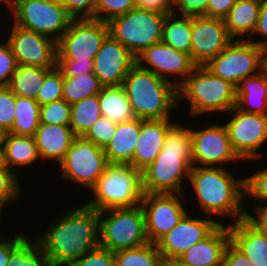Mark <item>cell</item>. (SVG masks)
<instances>
[{
    "mask_svg": "<svg viewBox=\"0 0 267 266\" xmlns=\"http://www.w3.org/2000/svg\"><path fill=\"white\" fill-rule=\"evenodd\" d=\"M58 215L35 237L53 266H70L100 246L99 212L82 204Z\"/></svg>",
    "mask_w": 267,
    "mask_h": 266,
    "instance_id": "6da1fadb",
    "label": "cell"
},
{
    "mask_svg": "<svg viewBox=\"0 0 267 266\" xmlns=\"http://www.w3.org/2000/svg\"><path fill=\"white\" fill-rule=\"evenodd\" d=\"M229 169L193 166L187 182L197 199L198 211L211 218L215 216L218 224H225V217L230 220L229 224L245 217V178H238Z\"/></svg>",
    "mask_w": 267,
    "mask_h": 266,
    "instance_id": "7a4b0ae2",
    "label": "cell"
},
{
    "mask_svg": "<svg viewBox=\"0 0 267 266\" xmlns=\"http://www.w3.org/2000/svg\"><path fill=\"white\" fill-rule=\"evenodd\" d=\"M190 126L176 120L167 130L162 151L142 170L145 193L185 194L193 167ZM185 186V188H184Z\"/></svg>",
    "mask_w": 267,
    "mask_h": 266,
    "instance_id": "3957f363",
    "label": "cell"
},
{
    "mask_svg": "<svg viewBox=\"0 0 267 266\" xmlns=\"http://www.w3.org/2000/svg\"><path fill=\"white\" fill-rule=\"evenodd\" d=\"M123 87L138 119H176L171 112L182 109L178 107L177 88L137 63L124 78Z\"/></svg>",
    "mask_w": 267,
    "mask_h": 266,
    "instance_id": "277c9868",
    "label": "cell"
},
{
    "mask_svg": "<svg viewBox=\"0 0 267 266\" xmlns=\"http://www.w3.org/2000/svg\"><path fill=\"white\" fill-rule=\"evenodd\" d=\"M177 93L178 106L183 105L181 102L184 100L189 103V118L210 117L214 113L227 114L236 106L235 86L214 75L205 66H196L177 88Z\"/></svg>",
    "mask_w": 267,
    "mask_h": 266,
    "instance_id": "5b68a950",
    "label": "cell"
},
{
    "mask_svg": "<svg viewBox=\"0 0 267 266\" xmlns=\"http://www.w3.org/2000/svg\"><path fill=\"white\" fill-rule=\"evenodd\" d=\"M86 206L97 212L111 208H132L144 197L142 171L130 164H108L90 189Z\"/></svg>",
    "mask_w": 267,
    "mask_h": 266,
    "instance_id": "8992f818",
    "label": "cell"
},
{
    "mask_svg": "<svg viewBox=\"0 0 267 266\" xmlns=\"http://www.w3.org/2000/svg\"><path fill=\"white\" fill-rule=\"evenodd\" d=\"M100 246L116 252L149 242L141 205L99 211Z\"/></svg>",
    "mask_w": 267,
    "mask_h": 266,
    "instance_id": "52a82bcc",
    "label": "cell"
},
{
    "mask_svg": "<svg viewBox=\"0 0 267 266\" xmlns=\"http://www.w3.org/2000/svg\"><path fill=\"white\" fill-rule=\"evenodd\" d=\"M165 14L133 8L111 19L109 34L137 58L153 44L161 42Z\"/></svg>",
    "mask_w": 267,
    "mask_h": 266,
    "instance_id": "ba28073f",
    "label": "cell"
},
{
    "mask_svg": "<svg viewBox=\"0 0 267 266\" xmlns=\"http://www.w3.org/2000/svg\"><path fill=\"white\" fill-rule=\"evenodd\" d=\"M9 13V20L13 18L15 25L48 36L56 42L73 19L65 6L50 0H12Z\"/></svg>",
    "mask_w": 267,
    "mask_h": 266,
    "instance_id": "9c48e42d",
    "label": "cell"
},
{
    "mask_svg": "<svg viewBox=\"0 0 267 266\" xmlns=\"http://www.w3.org/2000/svg\"><path fill=\"white\" fill-rule=\"evenodd\" d=\"M265 49L250 40H233L205 67L235 87L264 69Z\"/></svg>",
    "mask_w": 267,
    "mask_h": 266,
    "instance_id": "30bf717a",
    "label": "cell"
},
{
    "mask_svg": "<svg viewBox=\"0 0 267 266\" xmlns=\"http://www.w3.org/2000/svg\"><path fill=\"white\" fill-rule=\"evenodd\" d=\"M104 150L98 145L76 137L64 159L58 164L62 179L90 190L108 165Z\"/></svg>",
    "mask_w": 267,
    "mask_h": 266,
    "instance_id": "8fae6325",
    "label": "cell"
},
{
    "mask_svg": "<svg viewBox=\"0 0 267 266\" xmlns=\"http://www.w3.org/2000/svg\"><path fill=\"white\" fill-rule=\"evenodd\" d=\"M108 35L107 22L95 18H73L57 41V59H94Z\"/></svg>",
    "mask_w": 267,
    "mask_h": 266,
    "instance_id": "7c38bea8",
    "label": "cell"
},
{
    "mask_svg": "<svg viewBox=\"0 0 267 266\" xmlns=\"http://www.w3.org/2000/svg\"><path fill=\"white\" fill-rule=\"evenodd\" d=\"M231 113L232 115L226 119L228 122L225 120L224 124L233 150L243 162H250L253 159L257 160V158L260 161L263 157L262 147L267 142V116L246 113L236 106L226 115L229 116Z\"/></svg>",
    "mask_w": 267,
    "mask_h": 266,
    "instance_id": "4fadbf2b",
    "label": "cell"
},
{
    "mask_svg": "<svg viewBox=\"0 0 267 266\" xmlns=\"http://www.w3.org/2000/svg\"><path fill=\"white\" fill-rule=\"evenodd\" d=\"M206 124L210 125L199 129L191 126L193 166L227 168L230 162L243 161L232 148L225 124H219L218 119Z\"/></svg>",
    "mask_w": 267,
    "mask_h": 266,
    "instance_id": "5bb4252c",
    "label": "cell"
},
{
    "mask_svg": "<svg viewBox=\"0 0 267 266\" xmlns=\"http://www.w3.org/2000/svg\"><path fill=\"white\" fill-rule=\"evenodd\" d=\"M185 199V194H144L140 205L145 215L149 242L156 243L188 213L189 207L186 209Z\"/></svg>",
    "mask_w": 267,
    "mask_h": 266,
    "instance_id": "9a60e30c",
    "label": "cell"
},
{
    "mask_svg": "<svg viewBox=\"0 0 267 266\" xmlns=\"http://www.w3.org/2000/svg\"><path fill=\"white\" fill-rule=\"evenodd\" d=\"M4 36L18 65L44 69H53L57 66V42L50 37L24 29L12 22Z\"/></svg>",
    "mask_w": 267,
    "mask_h": 266,
    "instance_id": "2e32d148",
    "label": "cell"
},
{
    "mask_svg": "<svg viewBox=\"0 0 267 266\" xmlns=\"http://www.w3.org/2000/svg\"><path fill=\"white\" fill-rule=\"evenodd\" d=\"M136 63L141 68L172 83L176 88L197 66L190 54L176 50L163 42L147 48L136 58Z\"/></svg>",
    "mask_w": 267,
    "mask_h": 266,
    "instance_id": "e0dca14e",
    "label": "cell"
},
{
    "mask_svg": "<svg viewBox=\"0 0 267 266\" xmlns=\"http://www.w3.org/2000/svg\"><path fill=\"white\" fill-rule=\"evenodd\" d=\"M188 212L181 221L157 242L165 261H176L186 250L207 237L219 224L215 217H194ZM198 217V218H197Z\"/></svg>",
    "mask_w": 267,
    "mask_h": 266,
    "instance_id": "ac0fdd59",
    "label": "cell"
},
{
    "mask_svg": "<svg viewBox=\"0 0 267 266\" xmlns=\"http://www.w3.org/2000/svg\"><path fill=\"white\" fill-rule=\"evenodd\" d=\"M191 58L197 66H205L223 51L233 39L224 19L192 16Z\"/></svg>",
    "mask_w": 267,
    "mask_h": 266,
    "instance_id": "d6986e66",
    "label": "cell"
},
{
    "mask_svg": "<svg viewBox=\"0 0 267 266\" xmlns=\"http://www.w3.org/2000/svg\"><path fill=\"white\" fill-rule=\"evenodd\" d=\"M135 64L132 53L109 34L93 59V73L104 87L123 85Z\"/></svg>",
    "mask_w": 267,
    "mask_h": 266,
    "instance_id": "ffe728a7",
    "label": "cell"
},
{
    "mask_svg": "<svg viewBox=\"0 0 267 266\" xmlns=\"http://www.w3.org/2000/svg\"><path fill=\"white\" fill-rule=\"evenodd\" d=\"M229 243V224H219L207 237L186 250L176 261L182 266H222Z\"/></svg>",
    "mask_w": 267,
    "mask_h": 266,
    "instance_id": "44dd1931",
    "label": "cell"
},
{
    "mask_svg": "<svg viewBox=\"0 0 267 266\" xmlns=\"http://www.w3.org/2000/svg\"><path fill=\"white\" fill-rule=\"evenodd\" d=\"M173 119H141V130L131 165L139 170L145 169L162 151L168 128Z\"/></svg>",
    "mask_w": 267,
    "mask_h": 266,
    "instance_id": "7402d4cb",
    "label": "cell"
},
{
    "mask_svg": "<svg viewBox=\"0 0 267 266\" xmlns=\"http://www.w3.org/2000/svg\"><path fill=\"white\" fill-rule=\"evenodd\" d=\"M75 138L76 136L70 126L41 123L34 136L41 161L44 164L48 161L50 165L56 162L59 164L64 159Z\"/></svg>",
    "mask_w": 267,
    "mask_h": 266,
    "instance_id": "603a6c76",
    "label": "cell"
},
{
    "mask_svg": "<svg viewBox=\"0 0 267 266\" xmlns=\"http://www.w3.org/2000/svg\"><path fill=\"white\" fill-rule=\"evenodd\" d=\"M230 242L253 266H267V235L259 232L245 219L229 224Z\"/></svg>",
    "mask_w": 267,
    "mask_h": 266,
    "instance_id": "cb8c5ba5",
    "label": "cell"
},
{
    "mask_svg": "<svg viewBox=\"0 0 267 266\" xmlns=\"http://www.w3.org/2000/svg\"><path fill=\"white\" fill-rule=\"evenodd\" d=\"M141 119L117 124L115 135L103 149L110 164H130L139 139Z\"/></svg>",
    "mask_w": 267,
    "mask_h": 266,
    "instance_id": "d4e9b609",
    "label": "cell"
},
{
    "mask_svg": "<svg viewBox=\"0 0 267 266\" xmlns=\"http://www.w3.org/2000/svg\"><path fill=\"white\" fill-rule=\"evenodd\" d=\"M261 0H236L224 22L233 40H249L257 26Z\"/></svg>",
    "mask_w": 267,
    "mask_h": 266,
    "instance_id": "484cf974",
    "label": "cell"
},
{
    "mask_svg": "<svg viewBox=\"0 0 267 266\" xmlns=\"http://www.w3.org/2000/svg\"><path fill=\"white\" fill-rule=\"evenodd\" d=\"M236 107L246 113L267 116V71L246 77L236 87Z\"/></svg>",
    "mask_w": 267,
    "mask_h": 266,
    "instance_id": "4316f807",
    "label": "cell"
},
{
    "mask_svg": "<svg viewBox=\"0 0 267 266\" xmlns=\"http://www.w3.org/2000/svg\"><path fill=\"white\" fill-rule=\"evenodd\" d=\"M4 158L5 166L16 174L23 168L35 165L36 161H41L34 137L11 133L5 137Z\"/></svg>",
    "mask_w": 267,
    "mask_h": 266,
    "instance_id": "83f0119b",
    "label": "cell"
},
{
    "mask_svg": "<svg viewBox=\"0 0 267 266\" xmlns=\"http://www.w3.org/2000/svg\"><path fill=\"white\" fill-rule=\"evenodd\" d=\"M98 100L102 116L115 124L136 118L123 85L103 87Z\"/></svg>",
    "mask_w": 267,
    "mask_h": 266,
    "instance_id": "f1b7e54d",
    "label": "cell"
},
{
    "mask_svg": "<svg viewBox=\"0 0 267 266\" xmlns=\"http://www.w3.org/2000/svg\"><path fill=\"white\" fill-rule=\"evenodd\" d=\"M192 16L170 13L162 27L161 42L191 56Z\"/></svg>",
    "mask_w": 267,
    "mask_h": 266,
    "instance_id": "f546056e",
    "label": "cell"
},
{
    "mask_svg": "<svg viewBox=\"0 0 267 266\" xmlns=\"http://www.w3.org/2000/svg\"><path fill=\"white\" fill-rule=\"evenodd\" d=\"M48 70L41 67L17 65L8 87L17 96L36 100Z\"/></svg>",
    "mask_w": 267,
    "mask_h": 266,
    "instance_id": "4dcf8cb0",
    "label": "cell"
},
{
    "mask_svg": "<svg viewBox=\"0 0 267 266\" xmlns=\"http://www.w3.org/2000/svg\"><path fill=\"white\" fill-rule=\"evenodd\" d=\"M102 116L98 94L71 105L70 127L76 137H83Z\"/></svg>",
    "mask_w": 267,
    "mask_h": 266,
    "instance_id": "1f68e13d",
    "label": "cell"
},
{
    "mask_svg": "<svg viewBox=\"0 0 267 266\" xmlns=\"http://www.w3.org/2000/svg\"><path fill=\"white\" fill-rule=\"evenodd\" d=\"M15 120L11 134L35 136L40 124V105L31 98L16 95Z\"/></svg>",
    "mask_w": 267,
    "mask_h": 266,
    "instance_id": "d6a6232c",
    "label": "cell"
},
{
    "mask_svg": "<svg viewBox=\"0 0 267 266\" xmlns=\"http://www.w3.org/2000/svg\"><path fill=\"white\" fill-rule=\"evenodd\" d=\"M104 86L94 73L75 77L63 76L62 99L70 105L100 93Z\"/></svg>",
    "mask_w": 267,
    "mask_h": 266,
    "instance_id": "836d02e7",
    "label": "cell"
},
{
    "mask_svg": "<svg viewBox=\"0 0 267 266\" xmlns=\"http://www.w3.org/2000/svg\"><path fill=\"white\" fill-rule=\"evenodd\" d=\"M115 266H164L165 260L156 243L114 252Z\"/></svg>",
    "mask_w": 267,
    "mask_h": 266,
    "instance_id": "e575fe53",
    "label": "cell"
},
{
    "mask_svg": "<svg viewBox=\"0 0 267 266\" xmlns=\"http://www.w3.org/2000/svg\"><path fill=\"white\" fill-rule=\"evenodd\" d=\"M6 266H53L38 240L28 236L11 252Z\"/></svg>",
    "mask_w": 267,
    "mask_h": 266,
    "instance_id": "d590c367",
    "label": "cell"
},
{
    "mask_svg": "<svg viewBox=\"0 0 267 266\" xmlns=\"http://www.w3.org/2000/svg\"><path fill=\"white\" fill-rule=\"evenodd\" d=\"M62 91L63 73L56 66L46 72L44 83L37 93L36 101L42 106L52 101L60 100L62 99Z\"/></svg>",
    "mask_w": 267,
    "mask_h": 266,
    "instance_id": "8d00e7d4",
    "label": "cell"
},
{
    "mask_svg": "<svg viewBox=\"0 0 267 266\" xmlns=\"http://www.w3.org/2000/svg\"><path fill=\"white\" fill-rule=\"evenodd\" d=\"M12 170L6 168L0 169V207L4 210L7 204L16 203L22 194V184L20 176ZM19 198V199H18ZM5 206V207H4Z\"/></svg>",
    "mask_w": 267,
    "mask_h": 266,
    "instance_id": "74e56055",
    "label": "cell"
},
{
    "mask_svg": "<svg viewBox=\"0 0 267 266\" xmlns=\"http://www.w3.org/2000/svg\"><path fill=\"white\" fill-rule=\"evenodd\" d=\"M71 105L64 99L40 106V123L47 125H70Z\"/></svg>",
    "mask_w": 267,
    "mask_h": 266,
    "instance_id": "f35d334b",
    "label": "cell"
},
{
    "mask_svg": "<svg viewBox=\"0 0 267 266\" xmlns=\"http://www.w3.org/2000/svg\"><path fill=\"white\" fill-rule=\"evenodd\" d=\"M264 168V169H261ZM245 200L250 203H267V166L245 176Z\"/></svg>",
    "mask_w": 267,
    "mask_h": 266,
    "instance_id": "ab89813d",
    "label": "cell"
},
{
    "mask_svg": "<svg viewBox=\"0 0 267 266\" xmlns=\"http://www.w3.org/2000/svg\"><path fill=\"white\" fill-rule=\"evenodd\" d=\"M135 8V0H97L95 19L109 22Z\"/></svg>",
    "mask_w": 267,
    "mask_h": 266,
    "instance_id": "60d3db41",
    "label": "cell"
},
{
    "mask_svg": "<svg viewBox=\"0 0 267 266\" xmlns=\"http://www.w3.org/2000/svg\"><path fill=\"white\" fill-rule=\"evenodd\" d=\"M116 129L117 124L105 116H101L83 138L104 149L115 135Z\"/></svg>",
    "mask_w": 267,
    "mask_h": 266,
    "instance_id": "b9f144b4",
    "label": "cell"
},
{
    "mask_svg": "<svg viewBox=\"0 0 267 266\" xmlns=\"http://www.w3.org/2000/svg\"><path fill=\"white\" fill-rule=\"evenodd\" d=\"M16 94L8 86H0V128L10 133L16 114Z\"/></svg>",
    "mask_w": 267,
    "mask_h": 266,
    "instance_id": "7bdbcfd3",
    "label": "cell"
},
{
    "mask_svg": "<svg viewBox=\"0 0 267 266\" xmlns=\"http://www.w3.org/2000/svg\"><path fill=\"white\" fill-rule=\"evenodd\" d=\"M17 65L9 43L0 39V86H8L10 84Z\"/></svg>",
    "mask_w": 267,
    "mask_h": 266,
    "instance_id": "ee69618b",
    "label": "cell"
},
{
    "mask_svg": "<svg viewBox=\"0 0 267 266\" xmlns=\"http://www.w3.org/2000/svg\"><path fill=\"white\" fill-rule=\"evenodd\" d=\"M70 266H115L114 252L99 246L83 255Z\"/></svg>",
    "mask_w": 267,
    "mask_h": 266,
    "instance_id": "f6af8a7d",
    "label": "cell"
},
{
    "mask_svg": "<svg viewBox=\"0 0 267 266\" xmlns=\"http://www.w3.org/2000/svg\"><path fill=\"white\" fill-rule=\"evenodd\" d=\"M57 67L63 76L75 77L83 73H93V59H57Z\"/></svg>",
    "mask_w": 267,
    "mask_h": 266,
    "instance_id": "bcb514c9",
    "label": "cell"
},
{
    "mask_svg": "<svg viewBox=\"0 0 267 266\" xmlns=\"http://www.w3.org/2000/svg\"><path fill=\"white\" fill-rule=\"evenodd\" d=\"M97 0H67L65 8L73 18H95Z\"/></svg>",
    "mask_w": 267,
    "mask_h": 266,
    "instance_id": "7dc6e473",
    "label": "cell"
},
{
    "mask_svg": "<svg viewBox=\"0 0 267 266\" xmlns=\"http://www.w3.org/2000/svg\"><path fill=\"white\" fill-rule=\"evenodd\" d=\"M252 205L254 206L252 207L254 210L250 211L246 208L244 219L256 230L267 235V203H256V205Z\"/></svg>",
    "mask_w": 267,
    "mask_h": 266,
    "instance_id": "c3c4849f",
    "label": "cell"
},
{
    "mask_svg": "<svg viewBox=\"0 0 267 266\" xmlns=\"http://www.w3.org/2000/svg\"><path fill=\"white\" fill-rule=\"evenodd\" d=\"M249 40L258 46L263 47L265 50L267 49V0H261L257 26Z\"/></svg>",
    "mask_w": 267,
    "mask_h": 266,
    "instance_id": "681fc988",
    "label": "cell"
},
{
    "mask_svg": "<svg viewBox=\"0 0 267 266\" xmlns=\"http://www.w3.org/2000/svg\"><path fill=\"white\" fill-rule=\"evenodd\" d=\"M208 0H178L173 6V13L179 15L204 16Z\"/></svg>",
    "mask_w": 267,
    "mask_h": 266,
    "instance_id": "f907efd6",
    "label": "cell"
},
{
    "mask_svg": "<svg viewBox=\"0 0 267 266\" xmlns=\"http://www.w3.org/2000/svg\"><path fill=\"white\" fill-rule=\"evenodd\" d=\"M14 236V237H13ZM9 238L3 236L0 239V266H6L10 258L11 252L28 236L24 235L21 231L20 233H15ZM12 237V238H11Z\"/></svg>",
    "mask_w": 267,
    "mask_h": 266,
    "instance_id": "816d5d0a",
    "label": "cell"
},
{
    "mask_svg": "<svg viewBox=\"0 0 267 266\" xmlns=\"http://www.w3.org/2000/svg\"><path fill=\"white\" fill-rule=\"evenodd\" d=\"M236 0H208L205 17L224 19Z\"/></svg>",
    "mask_w": 267,
    "mask_h": 266,
    "instance_id": "f5cc1de1",
    "label": "cell"
},
{
    "mask_svg": "<svg viewBox=\"0 0 267 266\" xmlns=\"http://www.w3.org/2000/svg\"><path fill=\"white\" fill-rule=\"evenodd\" d=\"M135 8L165 15L173 12L170 0H135Z\"/></svg>",
    "mask_w": 267,
    "mask_h": 266,
    "instance_id": "db71d44e",
    "label": "cell"
},
{
    "mask_svg": "<svg viewBox=\"0 0 267 266\" xmlns=\"http://www.w3.org/2000/svg\"><path fill=\"white\" fill-rule=\"evenodd\" d=\"M222 266H253L250 260L231 242L227 245Z\"/></svg>",
    "mask_w": 267,
    "mask_h": 266,
    "instance_id": "11a10c76",
    "label": "cell"
},
{
    "mask_svg": "<svg viewBox=\"0 0 267 266\" xmlns=\"http://www.w3.org/2000/svg\"><path fill=\"white\" fill-rule=\"evenodd\" d=\"M6 168L4 158V148H0V169Z\"/></svg>",
    "mask_w": 267,
    "mask_h": 266,
    "instance_id": "9f6ffc18",
    "label": "cell"
},
{
    "mask_svg": "<svg viewBox=\"0 0 267 266\" xmlns=\"http://www.w3.org/2000/svg\"><path fill=\"white\" fill-rule=\"evenodd\" d=\"M6 132L0 128V148H4Z\"/></svg>",
    "mask_w": 267,
    "mask_h": 266,
    "instance_id": "6f0895ef",
    "label": "cell"
},
{
    "mask_svg": "<svg viewBox=\"0 0 267 266\" xmlns=\"http://www.w3.org/2000/svg\"><path fill=\"white\" fill-rule=\"evenodd\" d=\"M11 2L12 0H0V4H1L0 6L4 5V10H5V7L8 8L6 13L9 12Z\"/></svg>",
    "mask_w": 267,
    "mask_h": 266,
    "instance_id": "680465c9",
    "label": "cell"
},
{
    "mask_svg": "<svg viewBox=\"0 0 267 266\" xmlns=\"http://www.w3.org/2000/svg\"><path fill=\"white\" fill-rule=\"evenodd\" d=\"M164 266H182V265L177 261H165Z\"/></svg>",
    "mask_w": 267,
    "mask_h": 266,
    "instance_id": "91938a15",
    "label": "cell"
},
{
    "mask_svg": "<svg viewBox=\"0 0 267 266\" xmlns=\"http://www.w3.org/2000/svg\"><path fill=\"white\" fill-rule=\"evenodd\" d=\"M50 1L55 3V4L65 6L67 0H50Z\"/></svg>",
    "mask_w": 267,
    "mask_h": 266,
    "instance_id": "94428289",
    "label": "cell"
},
{
    "mask_svg": "<svg viewBox=\"0 0 267 266\" xmlns=\"http://www.w3.org/2000/svg\"><path fill=\"white\" fill-rule=\"evenodd\" d=\"M264 69L267 71V49L265 50L264 54Z\"/></svg>",
    "mask_w": 267,
    "mask_h": 266,
    "instance_id": "6125c7cd",
    "label": "cell"
},
{
    "mask_svg": "<svg viewBox=\"0 0 267 266\" xmlns=\"http://www.w3.org/2000/svg\"><path fill=\"white\" fill-rule=\"evenodd\" d=\"M3 213H4V215H5V212H3V209L0 207V220L3 219V218H1V217H3V216H2ZM0 224H2L1 221H0ZM3 236H4V235H3V234L1 235V233H0V239H1Z\"/></svg>",
    "mask_w": 267,
    "mask_h": 266,
    "instance_id": "be15d7a7",
    "label": "cell"
},
{
    "mask_svg": "<svg viewBox=\"0 0 267 266\" xmlns=\"http://www.w3.org/2000/svg\"><path fill=\"white\" fill-rule=\"evenodd\" d=\"M170 2L174 6L178 2V0H170Z\"/></svg>",
    "mask_w": 267,
    "mask_h": 266,
    "instance_id": "e7e4bbea",
    "label": "cell"
}]
</instances>
